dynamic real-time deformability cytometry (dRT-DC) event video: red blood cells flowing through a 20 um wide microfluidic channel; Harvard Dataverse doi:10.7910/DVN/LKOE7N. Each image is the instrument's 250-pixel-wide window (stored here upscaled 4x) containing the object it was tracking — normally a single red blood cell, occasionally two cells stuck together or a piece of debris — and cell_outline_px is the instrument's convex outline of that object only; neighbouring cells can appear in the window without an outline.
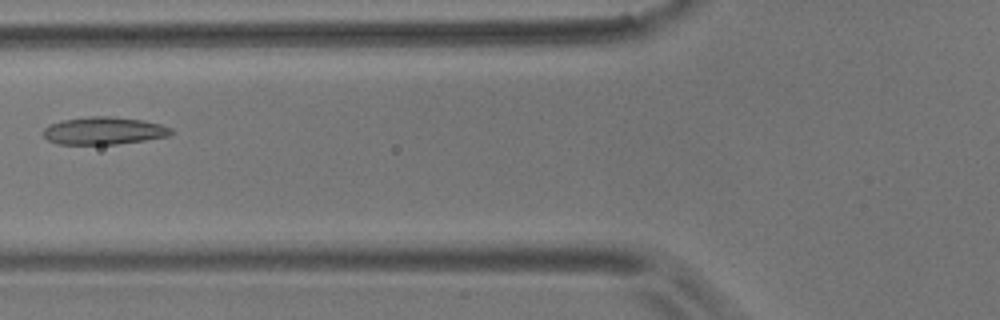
{"species": "common noctule bat (a hibernating species)", "species_latin": "Nyctalus noctula", "temperature_condition": "room temperature", "stored_images_in_passage": 7, "camera_frame_rate_fps": 3000, "um_per_image_px": 0.085, "animal": {"sex": "male", "body_mass_g": 17.9}, "frame": {"image": 1, "passage_image": 7, "time_ms": 2.0, "image_size_px": [1000, 320], "cell_outline_px": [[172, 132], [168, 136], [144, 140], [116, 144], [56, 144], [48, 140], [44, 136], [44, 128], [48, 124], [64, 120], [88, 116], [108, 116], [144, 120], [160, 124], [172, 128]], "centroid_in_image_um": [8.81, 11.11], "position_along_channel_um": 117.0, "area_um2": 20.46}}